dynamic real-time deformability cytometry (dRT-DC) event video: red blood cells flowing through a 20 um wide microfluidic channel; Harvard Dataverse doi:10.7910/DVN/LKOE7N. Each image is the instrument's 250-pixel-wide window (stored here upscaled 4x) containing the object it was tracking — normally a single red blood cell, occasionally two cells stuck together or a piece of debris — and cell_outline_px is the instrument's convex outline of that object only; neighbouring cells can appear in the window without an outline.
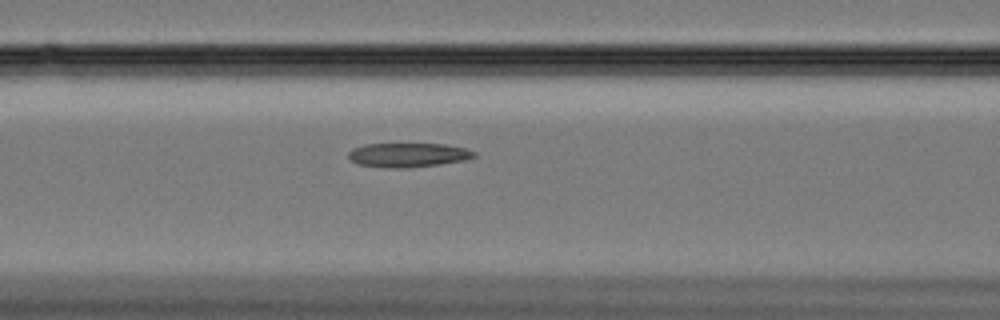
{"species": "Egyptian fruit bat (a non-hibernating species)", "species_latin": "Rousettus aegyptiacus", "temperature_condition": "cold", "stored_images_in_passage": 45, "segment_of_instrument_passage": [1, 2], "camera_frame_rate_fps": 3000, "um_per_image_px": 0.085, "animal": {"sex": "female"}, "frame": {"image": 1, "passage_image": 14, "time_ms": 4.333, "image_size_px": [1000, 320], "cell_outline_px": [[476, 156], [464, 160], [436, 164], [400, 168], [388, 168], [356, 164], [348, 160], [348, 152], [352, 148], [364, 144], [448, 144], [468, 148], [476, 152]], "centroid_in_image_um": [34.65, 13.16], "position_along_channel_um": 132.0, "area_um2": 17.8}}
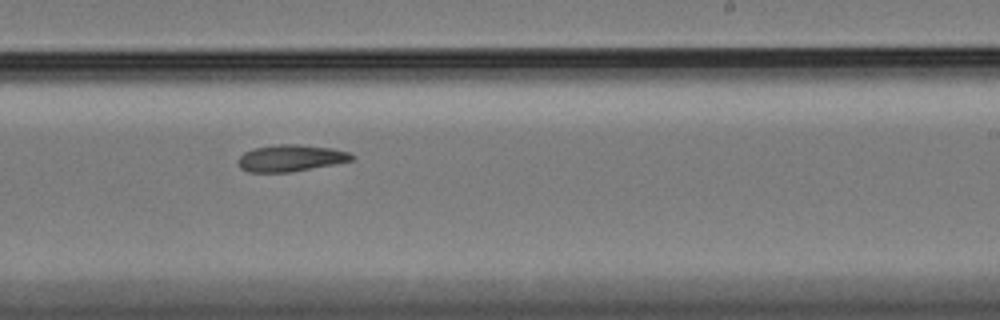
{"frame": {"image": 2, "passage_image": 26, "time_ms": 8.333, "image_size_px": [1000, 320], "cell_outline_px": [[356, 156], [352, 160], [332, 164], [288, 172], [248, 172], [240, 168], [236, 160], [244, 152], [252, 148], [276, 144], [300, 144], [332, 148], [348, 152]], "centroid_in_image_um": [24.65, 13.42], "position_along_channel_um": 264.3, "area_um2": 17.69}}
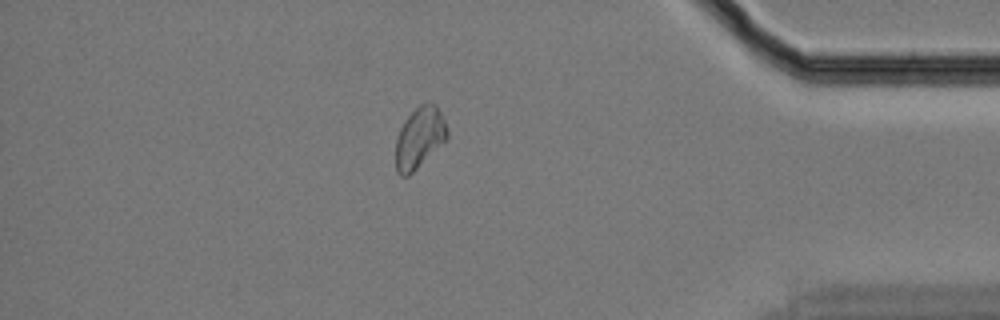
{"frame": {"image": 3, "passage_image": 41, "time_ms": 13.333, "image_size_px": [1000, 320], "cell_outline_px": [[448, 136], [408, 176], [400, 176], [396, 172], [396, 140], [400, 128], [404, 120], [420, 104], [436, 104], [444, 120], [448, 132]], "centroid_in_image_um": [35.62, 11.7], "position_along_channel_um": 399.6, "area_um2": 17.74}}